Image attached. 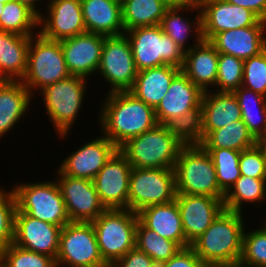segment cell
Returning <instances> with one entry per match:
<instances>
[{
  "label": "cell",
  "mask_w": 266,
  "mask_h": 267,
  "mask_svg": "<svg viewBox=\"0 0 266 267\" xmlns=\"http://www.w3.org/2000/svg\"><path fill=\"white\" fill-rule=\"evenodd\" d=\"M10 81L8 76L0 69V88L6 86Z\"/></svg>",
  "instance_id": "cell-52"
},
{
  "label": "cell",
  "mask_w": 266,
  "mask_h": 267,
  "mask_svg": "<svg viewBox=\"0 0 266 267\" xmlns=\"http://www.w3.org/2000/svg\"><path fill=\"white\" fill-rule=\"evenodd\" d=\"M186 241L191 244L225 209L224 202L211 196L176 194Z\"/></svg>",
  "instance_id": "cell-19"
},
{
  "label": "cell",
  "mask_w": 266,
  "mask_h": 267,
  "mask_svg": "<svg viewBox=\"0 0 266 267\" xmlns=\"http://www.w3.org/2000/svg\"><path fill=\"white\" fill-rule=\"evenodd\" d=\"M239 169L243 176L266 179V160L256 145L241 151Z\"/></svg>",
  "instance_id": "cell-43"
},
{
  "label": "cell",
  "mask_w": 266,
  "mask_h": 267,
  "mask_svg": "<svg viewBox=\"0 0 266 267\" xmlns=\"http://www.w3.org/2000/svg\"><path fill=\"white\" fill-rule=\"evenodd\" d=\"M86 32L106 37L125 33L118 0H80Z\"/></svg>",
  "instance_id": "cell-23"
},
{
  "label": "cell",
  "mask_w": 266,
  "mask_h": 267,
  "mask_svg": "<svg viewBox=\"0 0 266 267\" xmlns=\"http://www.w3.org/2000/svg\"><path fill=\"white\" fill-rule=\"evenodd\" d=\"M185 146L200 145L204 138L202 109H193L166 124Z\"/></svg>",
  "instance_id": "cell-37"
},
{
  "label": "cell",
  "mask_w": 266,
  "mask_h": 267,
  "mask_svg": "<svg viewBox=\"0 0 266 267\" xmlns=\"http://www.w3.org/2000/svg\"><path fill=\"white\" fill-rule=\"evenodd\" d=\"M60 41L44 38L40 33L31 36L27 70L21 82L34 96L36 90L69 77Z\"/></svg>",
  "instance_id": "cell-8"
},
{
  "label": "cell",
  "mask_w": 266,
  "mask_h": 267,
  "mask_svg": "<svg viewBox=\"0 0 266 267\" xmlns=\"http://www.w3.org/2000/svg\"><path fill=\"white\" fill-rule=\"evenodd\" d=\"M242 86L266 97V49L244 60Z\"/></svg>",
  "instance_id": "cell-42"
},
{
  "label": "cell",
  "mask_w": 266,
  "mask_h": 267,
  "mask_svg": "<svg viewBox=\"0 0 266 267\" xmlns=\"http://www.w3.org/2000/svg\"><path fill=\"white\" fill-rule=\"evenodd\" d=\"M39 15L24 3L10 0L4 4L0 15V30L21 36H33L39 33ZM35 29V30H34ZM35 33V34H34Z\"/></svg>",
  "instance_id": "cell-34"
},
{
  "label": "cell",
  "mask_w": 266,
  "mask_h": 267,
  "mask_svg": "<svg viewBox=\"0 0 266 267\" xmlns=\"http://www.w3.org/2000/svg\"><path fill=\"white\" fill-rule=\"evenodd\" d=\"M202 36L209 41L215 34L248 26H266L251 10L225 0H202L200 3Z\"/></svg>",
  "instance_id": "cell-14"
},
{
  "label": "cell",
  "mask_w": 266,
  "mask_h": 267,
  "mask_svg": "<svg viewBox=\"0 0 266 267\" xmlns=\"http://www.w3.org/2000/svg\"><path fill=\"white\" fill-rule=\"evenodd\" d=\"M241 114L248 131L255 139L266 133V110H252Z\"/></svg>",
  "instance_id": "cell-47"
},
{
  "label": "cell",
  "mask_w": 266,
  "mask_h": 267,
  "mask_svg": "<svg viewBox=\"0 0 266 267\" xmlns=\"http://www.w3.org/2000/svg\"><path fill=\"white\" fill-rule=\"evenodd\" d=\"M33 95L21 81L0 88V138L17 126L28 113Z\"/></svg>",
  "instance_id": "cell-29"
},
{
  "label": "cell",
  "mask_w": 266,
  "mask_h": 267,
  "mask_svg": "<svg viewBox=\"0 0 266 267\" xmlns=\"http://www.w3.org/2000/svg\"><path fill=\"white\" fill-rule=\"evenodd\" d=\"M137 72L131 44L126 35L105 37L97 73L109 84L108 93L129 91L134 85Z\"/></svg>",
  "instance_id": "cell-12"
},
{
  "label": "cell",
  "mask_w": 266,
  "mask_h": 267,
  "mask_svg": "<svg viewBox=\"0 0 266 267\" xmlns=\"http://www.w3.org/2000/svg\"><path fill=\"white\" fill-rule=\"evenodd\" d=\"M206 267H242V266L239 263H235V264L206 265Z\"/></svg>",
  "instance_id": "cell-53"
},
{
  "label": "cell",
  "mask_w": 266,
  "mask_h": 267,
  "mask_svg": "<svg viewBox=\"0 0 266 267\" xmlns=\"http://www.w3.org/2000/svg\"><path fill=\"white\" fill-rule=\"evenodd\" d=\"M139 220L163 238L176 242L181 248L189 247L184 235L176 200L167 204L150 205L138 212Z\"/></svg>",
  "instance_id": "cell-25"
},
{
  "label": "cell",
  "mask_w": 266,
  "mask_h": 267,
  "mask_svg": "<svg viewBox=\"0 0 266 267\" xmlns=\"http://www.w3.org/2000/svg\"><path fill=\"white\" fill-rule=\"evenodd\" d=\"M11 189L16 199V212L60 227L71 222L56 180L20 182Z\"/></svg>",
  "instance_id": "cell-9"
},
{
  "label": "cell",
  "mask_w": 266,
  "mask_h": 267,
  "mask_svg": "<svg viewBox=\"0 0 266 267\" xmlns=\"http://www.w3.org/2000/svg\"><path fill=\"white\" fill-rule=\"evenodd\" d=\"M89 79L70 75L39 91L48 113L49 121L56 129L58 138L69 136L74 123L83 107L87 81Z\"/></svg>",
  "instance_id": "cell-5"
},
{
  "label": "cell",
  "mask_w": 266,
  "mask_h": 267,
  "mask_svg": "<svg viewBox=\"0 0 266 267\" xmlns=\"http://www.w3.org/2000/svg\"><path fill=\"white\" fill-rule=\"evenodd\" d=\"M180 71V68L172 65L138 71L134 85L129 92L155 109L168 92L173 78Z\"/></svg>",
  "instance_id": "cell-26"
},
{
  "label": "cell",
  "mask_w": 266,
  "mask_h": 267,
  "mask_svg": "<svg viewBox=\"0 0 266 267\" xmlns=\"http://www.w3.org/2000/svg\"><path fill=\"white\" fill-rule=\"evenodd\" d=\"M209 42L218 53L246 60L266 49V26H248L227 30L215 34Z\"/></svg>",
  "instance_id": "cell-22"
},
{
  "label": "cell",
  "mask_w": 266,
  "mask_h": 267,
  "mask_svg": "<svg viewBox=\"0 0 266 267\" xmlns=\"http://www.w3.org/2000/svg\"><path fill=\"white\" fill-rule=\"evenodd\" d=\"M16 1L26 4L31 9H33L38 15H40L43 12V11L40 10V8L37 7L38 6V2H39V5H40V3H41L40 1L41 0H16Z\"/></svg>",
  "instance_id": "cell-50"
},
{
  "label": "cell",
  "mask_w": 266,
  "mask_h": 267,
  "mask_svg": "<svg viewBox=\"0 0 266 267\" xmlns=\"http://www.w3.org/2000/svg\"><path fill=\"white\" fill-rule=\"evenodd\" d=\"M121 4L125 31L136 27L160 25L171 6L166 0H123Z\"/></svg>",
  "instance_id": "cell-31"
},
{
  "label": "cell",
  "mask_w": 266,
  "mask_h": 267,
  "mask_svg": "<svg viewBox=\"0 0 266 267\" xmlns=\"http://www.w3.org/2000/svg\"><path fill=\"white\" fill-rule=\"evenodd\" d=\"M70 153L57 167L64 175L93 181L105 163L119 150L102 133Z\"/></svg>",
  "instance_id": "cell-17"
},
{
  "label": "cell",
  "mask_w": 266,
  "mask_h": 267,
  "mask_svg": "<svg viewBox=\"0 0 266 267\" xmlns=\"http://www.w3.org/2000/svg\"><path fill=\"white\" fill-rule=\"evenodd\" d=\"M4 3H0V15L2 14Z\"/></svg>",
  "instance_id": "cell-54"
},
{
  "label": "cell",
  "mask_w": 266,
  "mask_h": 267,
  "mask_svg": "<svg viewBox=\"0 0 266 267\" xmlns=\"http://www.w3.org/2000/svg\"><path fill=\"white\" fill-rule=\"evenodd\" d=\"M158 267H206V265L189 246L180 249L175 256L161 263Z\"/></svg>",
  "instance_id": "cell-45"
},
{
  "label": "cell",
  "mask_w": 266,
  "mask_h": 267,
  "mask_svg": "<svg viewBox=\"0 0 266 267\" xmlns=\"http://www.w3.org/2000/svg\"><path fill=\"white\" fill-rule=\"evenodd\" d=\"M171 6L199 7L202 0H166Z\"/></svg>",
  "instance_id": "cell-49"
},
{
  "label": "cell",
  "mask_w": 266,
  "mask_h": 267,
  "mask_svg": "<svg viewBox=\"0 0 266 267\" xmlns=\"http://www.w3.org/2000/svg\"><path fill=\"white\" fill-rule=\"evenodd\" d=\"M218 57L219 53L214 46L202 40L185 52L181 71L203 92L210 91L216 84Z\"/></svg>",
  "instance_id": "cell-24"
},
{
  "label": "cell",
  "mask_w": 266,
  "mask_h": 267,
  "mask_svg": "<svg viewBox=\"0 0 266 267\" xmlns=\"http://www.w3.org/2000/svg\"><path fill=\"white\" fill-rule=\"evenodd\" d=\"M106 36L84 33L60 41L67 69L71 75L90 78L100 65Z\"/></svg>",
  "instance_id": "cell-20"
},
{
  "label": "cell",
  "mask_w": 266,
  "mask_h": 267,
  "mask_svg": "<svg viewBox=\"0 0 266 267\" xmlns=\"http://www.w3.org/2000/svg\"><path fill=\"white\" fill-rule=\"evenodd\" d=\"M263 223L261 228L244 230L239 261L242 267H266V222Z\"/></svg>",
  "instance_id": "cell-38"
},
{
  "label": "cell",
  "mask_w": 266,
  "mask_h": 267,
  "mask_svg": "<svg viewBox=\"0 0 266 267\" xmlns=\"http://www.w3.org/2000/svg\"><path fill=\"white\" fill-rule=\"evenodd\" d=\"M65 208L71 222H92L105 210L93 181L64 175L56 170Z\"/></svg>",
  "instance_id": "cell-13"
},
{
  "label": "cell",
  "mask_w": 266,
  "mask_h": 267,
  "mask_svg": "<svg viewBox=\"0 0 266 267\" xmlns=\"http://www.w3.org/2000/svg\"><path fill=\"white\" fill-rule=\"evenodd\" d=\"M256 146L261 150L266 160V133L256 139Z\"/></svg>",
  "instance_id": "cell-51"
},
{
  "label": "cell",
  "mask_w": 266,
  "mask_h": 267,
  "mask_svg": "<svg viewBox=\"0 0 266 267\" xmlns=\"http://www.w3.org/2000/svg\"><path fill=\"white\" fill-rule=\"evenodd\" d=\"M30 39L0 30V69L11 81H21L26 73Z\"/></svg>",
  "instance_id": "cell-30"
},
{
  "label": "cell",
  "mask_w": 266,
  "mask_h": 267,
  "mask_svg": "<svg viewBox=\"0 0 266 267\" xmlns=\"http://www.w3.org/2000/svg\"><path fill=\"white\" fill-rule=\"evenodd\" d=\"M4 189L0 187V253L13 243L16 212L14 192Z\"/></svg>",
  "instance_id": "cell-41"
},
{
  "label": "cell",
  "mask_w": 266,
  "mask_h": 267,
  "mask_svg": "<svg viewBox=\"0 0 266 267\" xmlns=\"http://www.w3.org/2000/svg\"><path fill=\"white\" fill-rule=\"evenodd\" d=\"M56 267L110 266L100 254L91 222H70L62 227Z\"/></svg>",
  "instance_id": "cell-10"
},
{
  "label": "cell",
  "mask_w": 266,
  "mask_h": 267,
  "mask_svg": "<svg viewBox=\"0 0 266 267\" xmlns=\"http://www.w3.org/2000/svg\"><path fill=\"white\" fill-rule=\"evenodd\" d=\"M176 198L174 169L132 168L128 209L140 212L150 205L167 204Z\"/></svg>",
  "instance_id": "cell-11"
},
{
  "label": "cell",
  "mask_w": 266,
  "mask_h": 267,
  "mask_svg": "<svg viewBox=\"0 0 266 267\" xmlns=\"http://www.w3.org/2000/svg\"><path fill=\"white\" fill-rule=\"evenodd\" d=\"M1 267H56L55 260L47 255L10 244L0 253Z\"/></svg>",
  "instance_id": "cell-40"
},
{
  "label": "cell",
  "mask_w": 266,
  "mask_h": 267,
  "mask_svg": "<svg viewBox=\"0 0 266 267\" xmlns=\"http://www.w3.org/2000/svg\"><path fill=\"white\" fill-rule=\"evenodd\" d=\"M234 95L241 112L252 110H266V97L243 86L236 89Z\"/></svg>",
  "instance_id": "cell-44"
},
{
  "label": "cell",
  "mask_w": 266,
  "mask_h": 267,
  "mask_svg": "<svg viewBox=\"0 0 266 267\" xmlns=\"http://www.w3.org/2000/svg\"><path fill=\"white\" fill-rule=\"evenodd\" d=\"M176 194L211 196L224 201L210 155L200 145L184 146L175 167Z\"/></svg>",
  "instance_id": "cell-4"
},
{
  "label": "cell",
  "mask_w": 266,
  "mask_h": 267,
  "mask_svg": "<svg viewBox=\"0 0 266 267\" xmlns=\"http://www.w3.org/2000/svg\"><path fill=\"white\" fill-rule=\"evenodd\" d=\"M265 200L266 179H256L241 175L225 194L223 202L226 210L244 213L245 207L243 205L251 203L257 207L260 203L263 205Z\"/></svg>",
  "instance_id": "cell-33"
},
{
  "label": "cell",
  "mask_w": 266,
  "mask_h": 267,
  "mask_svg": "<svg viewBox=\"0 0 266 267\" xmlns=\"http://www.w3.org/2000/svg\"><path fill=\"white\" fill-rule=\"evenodd\" d=\"M61 229L26 213L15 212L13 244L56 260Z\"/></svg>",
  "instance_id": "cell-18"
},
{
  "label": "cell",
  "mask_w": 266,
  "mask_h": 267,
  "mask_svg": "<svg viewBox=\"0 0 266 267\" xmlns=\"http://www.w3.org/2000/svg\"><path fill=\"white\" fill-rule=\"evenodd\" d=\"M111 267H158V264L149 255L135 247Z\"/></svg>",
  "instance_id": "cell-46"
},
{
  "label": "cell",
  "mask_w": 266,
  "mask_h": 267,
  "mask_svg": "<svg viewBox=\"0 0 266 267\" xmlns=\"http://www.w3.org/2000/svg\"><path fill=\"white\" fill-rule=\"evenodd\" d=\"M45 7L38 30L44 38L62 41L86 33L80 0H49Z\"/></svg>",
  "instance_id": "cell-15"
},
{
  "label": "cell",
  "mask_w": 266,
  "mask_h": 267,
  "mask_svg": "<svg viewBox=\"0 0 266 267\" xmlns=\"http://www.w3.org/2000/svg\"><path fill=\"white\" fill-rule=\"evenodd\" d=\"M243 65L244 60L235 56L219 53L218 74L216 84L212 91L234 92L242 86L243 83Z\"/></svg>",
  "instance_id": "cell-39"
},
{
  "label": "cell",
  "mask_w": 266,
  "mask_h": 267,
  "mask_svg": "<svg viewBox=\"0 0 266 267\" xmlns=\"http://www.w3.org/2000/svg\"><path fill=\"white\" fill-rule=\"evenodd\" d=\"M124 34L131 44L137 71L164 65L183 67L185 51L163 33L160 25L136 27Z\"/></svg>",
  "instance_id": "cell-7"
},
{
  "label": "cell",
  "mask_w": 266,
  "mask_h": 267,
  "mask_svg": "<svg viewBox=\"0 0 266 267\" xmlns=\"http://www.w3.org/2000/svg\"><path fill=\"white\" fill-rule=\"evenodd\" d=\"M138 213L129 209H106L93 220L102 259L110 266L136 246Z\"/></svg>",
  "instance_id": "cell-6"
},
{
  "label": "cell",
  "mask_w": 266,
  "mask_h": 267,
  "mask_svg": "<svg viewBox=\"0 0 266 267\" xmlns=\"http://www.w3.org/2000/svg\"><path fill=\"white\" fill-rule=\"evenodd\" d=\"M201 108L204 131L226 127L242 119L240 106L233 92H204Z\"/></svg>",
  "instance_id": "cell-28"
},
{
  "label": "cell",
  "mask_w": 266,
  "mask_h": 267,
  "mask_svg": "<svg viewBox=\"0 0 266 267\" xmlns=\"http://www.w3.org/2000/svg\"><path fill=\"white\" fill-rule=\"evenodd\" d=\"M256 145V139L248 131L243 120L235 121L213 131H204L200 146L203 149H231L243 151Z\"/></svg>",
  "instance_id": "cell-32"
},
{
  "label": "cell",
  "mask_w": 266,
  "mask_h": 267,
  "mask_svg": "<svg viewBox=\"0 0 266 267\" xmlns=\"http://www.w3.org/2000/svg\"><path fill=\"white\" fill-rule=\"evenodd\" d=\"M10 0H0V3H7V2H9Z\"/></svg>",
  "instance_id": "cell-55"
},
{
  "label": "cell",
  "mask_w": 266,
  "mask_h": 267,
  "mask_svg": "<svg viewBox=\"0 0 266 267\" xmlns=\"http://www.w3.org/2000/svg\"><path fill=\"white\" fill-rule=\"evenodd\" d=\"M210 155L216 170L219 188L226 194L240 178V151L231 149H204Z\"/></svg>",
  "instance_id": "cell-36"
},
{
  "label": "cell",
  "mask_w": 266,
  "mask_h": 267,
  "mask_svg": "<svg viewBox=\"0 0 266 267\" xmlns=\"http://www.w3.org/2000/svg\"><path fill=\"white\" fill-rule=\"evenodd\" d=\"M204 92L180 71L172 80L168 92L155 108L158 124L166 125L193 109H202Z\"/></svg>",
  "instance_id": "cell-21"
},
{
  "label": "cell",
  "mask_w": 266,
  "mask_h": 267,
  "mask_svg": "<svg viewBox=\"0 0 266 267\" xmlns=\"http://www.w3.org/2000/svg\"><path fill=\"white\" fill-rule=\"evenodd\" d=\"M230 4H234L251 10L261 20L266 21V0H225Z\"/></svg>",
  "instance_id": "cell-48"
},
{
  "label": "cell",
  "mask_w": 266,
  "mask_h": 267,
  "mask_svg": "<svg viewBox=\"0 0 266 267\" xmlns=\"http://www.w3.org/2000/svg\"><path fill=\"white\" fill-rule=\"evenodd\" d=\"M184 146L166 125L156 124L141 135L129 139L119 151L132 168L174 169Z\"/></svg>",
  "instance_id": "cell-3"
},
{
  "label": "cell",
  "mask_w": 266,
  "mask_h": 267,
  "mask_svg": "<svg viewBox=\"0 0 266 267\" xmlns=\"http://www.w3.org/2000/svg\"><path fill=\"white\" fill-rule=\"evenodd\" d=\"M135 247L149 255L158 265L168 261L182 249L176 242L147 228L140 220L137 223Z\"/></svg>",
  "instance_id": "cell-35"
},
{
  "label": "cell",
  "mask_w": 266,
  "mask_h": 267,
  "mask_svg": "<svg viewBox=\"0 0 266 267\" xmlns=\"http://www.w3.org/2000/svg\"><path fill=\"white\" fill-rule=\"evenodd\" d=\"M197 11V15L192 19L185 18L181 13ZM160 26L163 33L172 38L176 44L185 52L203 40L201 12L199 7L193 6H170L162 18ZM194 36V43L188 46V39ZM187 41V42H186ZM187 46V47H186Z\"/></svg>",
  "instance_id": "cell-27"
},
{
  "label": "cell",
  "mask_w": 266,
  "mask_h": 267,
  "mask_svg": "<svg viewBox=\"0 0 266 267\" xmlns=\"http://www.w3.org/2000/svg\"><path fill=\"white\" fill-rule=\"evenodd\" d=\"M246 222L243 213L224 209L190 247L205 265L239 263Z\"/></svg>",
  "instance_id": "cell-2"
},
{
  "label": "cell",
  "mask_w": 266,
  "mask_h": 267,
  "mask_svg": "<svg viewBox=\"0 0 266 267\" xmlns=\"http://www.w3.org/2000/svg\"><path fill=\"white\" fill-rule=\"evenodd\" d=\"M103 100L98 114L100 133L118 149L158 124L155 109L129 91L107 93Z\"/></svg>",
  "instance_id": "cell-1"
},
{
  "label": "cell",
  "mask_w": 266,
  "mask_h": 267,
  "mask_svg": "<svg viewBox=\"0 0 266 267\" xmlns=\"http://www.w3.org/2000/svg\"><path fill=\"white\" fill-rule=\"evenodd\" d=\"M132 166L118 150L93 179L100 202L106 209H128Z\"/></svg>",
  "instance_id": "cell-16"
}]
</instances>
